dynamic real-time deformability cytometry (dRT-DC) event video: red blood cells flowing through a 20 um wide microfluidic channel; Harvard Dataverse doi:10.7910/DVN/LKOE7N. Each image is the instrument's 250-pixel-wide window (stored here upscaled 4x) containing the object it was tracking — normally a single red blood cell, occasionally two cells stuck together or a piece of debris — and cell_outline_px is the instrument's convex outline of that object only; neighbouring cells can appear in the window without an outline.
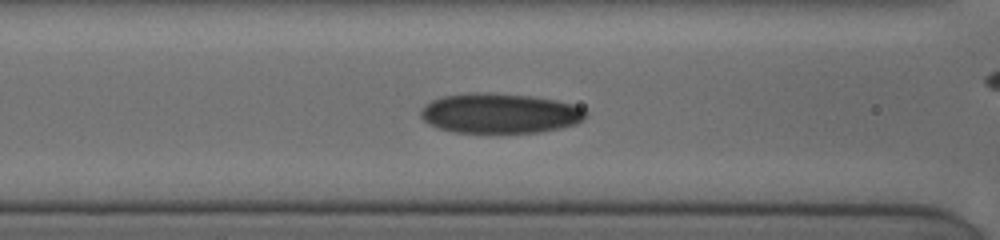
{"species": "human", "species_latin": "Homo sapiens", "temperature_condition": "cold", "stored_images_in_passage": 53, "camera_frame_rate_fps": 3000, "um_per_image_px": 0.085, "donor": {"sex": "female"}, "frame": {"image": 1, "passage_image": 13, "time_ms": 3.0, "image_size_px": [1000, 240], "cell_outline_px": [[588, 112], [576, 124], [560, 128], [540, 132], [452, 132], [436, 128], [428, 124], [420, 116], [420, 112], [424, 104], [432, 100], [444, 96], [472, 92], [488, 92], [532, 96], [556, 100], [572, 104], [584, 108]], "centroid_in_image_um": [42.45, 9.62], "position_along_channel_um": 124.1, "area_um2": 38.55}}
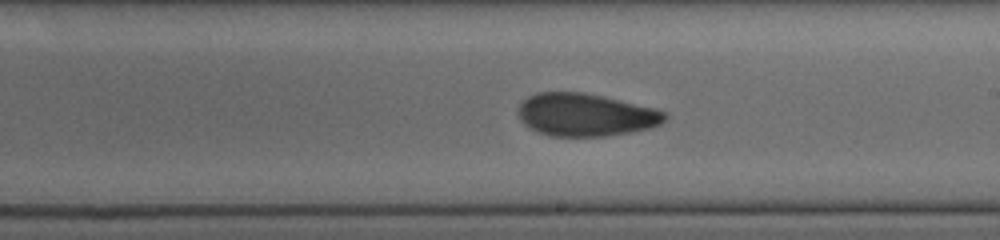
{"frame": {"image": 2, "passage_image": 25, "time_ms": 6.0, "image_size_px": [1000, 240], "cell_outline_px": [[668, 116], [660, 124], [648, 128], [628, 132], [604, 136], [552, 136], [528, 128], [516, 116], [516, 108], [528, 96], [536, 92], [584, 92], [604, 96], [652, 108], [664, 112]], "centroid_in_image_um": [49.69, 9.75], "position_along_channel_um": 239.3, "area_um2": 36.47}}
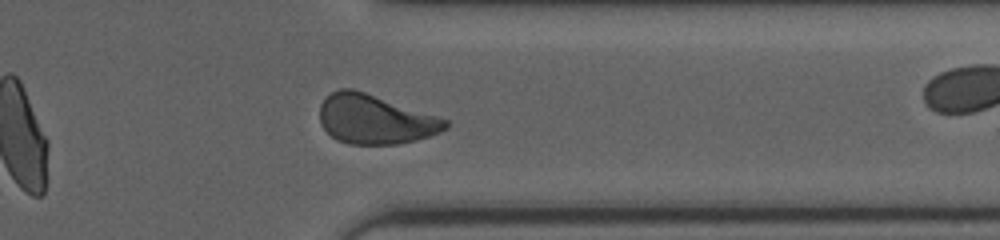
{"frame": {"image": 3, "passage_image": 40, "time_ms": 9.667, "image_size_px": [1000, 240], "cell_outline_px": [[448, 128], [440, 132], [416, 140], [396, 144], [348, 144], [336, 140], [320, 124], [320, 104], [332, 92], [340, 88], [352, 88], [448, 120]], "centroid_in_image_um": [31.85, 10.15], "position_along_channel_um": 379.5, "area_um2": 35.66}, "authors_computed_cell_mechanics": {"area_um2": 36.0094, "velocity_mm_per_s": 3.829, "shape_relaxation_time_tau1_ms": 4.2276, "shape_relaxation_time_tau2_ms": 1.9976, "deformation_change_tau1": 0.1379, "deformation_change_tau2": 0.0763}}